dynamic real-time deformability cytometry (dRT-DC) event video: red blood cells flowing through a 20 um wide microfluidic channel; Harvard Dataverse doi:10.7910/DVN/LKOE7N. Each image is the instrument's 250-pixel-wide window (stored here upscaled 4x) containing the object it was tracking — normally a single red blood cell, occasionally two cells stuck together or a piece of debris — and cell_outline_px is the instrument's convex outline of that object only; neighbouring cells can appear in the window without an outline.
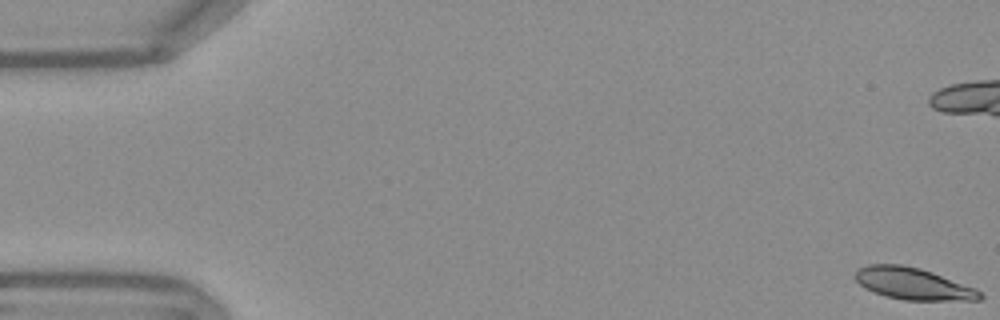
{"species": "Egyptian fruit bat (a non-hibernating species)", "species_latin": "Rousettus aegyptiacus", "temperature_condition": "warm", "stored_images_in_passage": 55, "camera_frame_rate_fps": 3000, "um_per_image_px": 0.085, "frame": {"image": 1, "passage_image": 1, "time_ms": 0.0, "image_size_px": [1000, 320], "cell_outline_px": [[984, 296], [980, 300], [904, 300], [884, 296], [864, 288], [852, 276], [860, 268], [868, 264], [900, 264], [920, 268], [932, 272], [976, 288]], "centroid_in_image_um": [77.6, 24.11], "position_along_channel_um": 7.4, "area_um2": 23.18}, "authors_computed_cell_mechanics": {"area_um2": 23.8714, "velocity_mm_per_s": 3.7614, "shape_relaxation_time_tau1_ms": 6.8451, "shape_relaxation_time_tau2_ms": 10.4094, "deformation_change_tau1": 0.1667, "deformation_change_tau2": 0.1628}}